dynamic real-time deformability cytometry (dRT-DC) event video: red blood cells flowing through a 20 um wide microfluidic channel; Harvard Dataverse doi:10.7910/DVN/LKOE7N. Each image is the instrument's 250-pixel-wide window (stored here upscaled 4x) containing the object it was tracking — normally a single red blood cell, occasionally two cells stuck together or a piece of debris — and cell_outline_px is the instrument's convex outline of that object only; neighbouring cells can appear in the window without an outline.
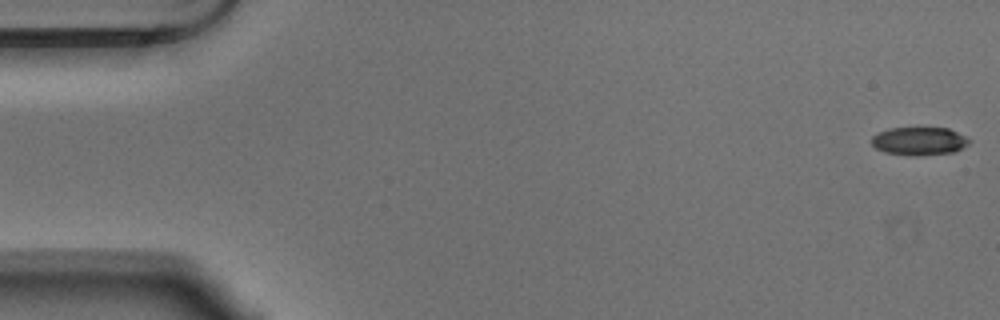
{"species": "Egyptian fruit bat (a non-hibernating species)", "species_latin": "Rousettus aegyptiacus", "temperature_condition": "warm", "stored_images_in_passage": 14, "camera_frame_rate_fps": 3000, "um_per_image_px": 0.085, "animal": {"sex": "male"}, "frame": {"image": 1, "passage_image": 1, "time_ms": 0.0, "image_size_px": [1000, 320], "cell_outline_px": [[972, 140], [968, 144], [952, 152], [884, 152], [876, 148], [872, 144], [872, 136], [888, 128], [948, 128]], "centroid_in_image_um": [78.13, 11.92], "position_along_channel_um": 6.9, "area_um2": 14.8}}